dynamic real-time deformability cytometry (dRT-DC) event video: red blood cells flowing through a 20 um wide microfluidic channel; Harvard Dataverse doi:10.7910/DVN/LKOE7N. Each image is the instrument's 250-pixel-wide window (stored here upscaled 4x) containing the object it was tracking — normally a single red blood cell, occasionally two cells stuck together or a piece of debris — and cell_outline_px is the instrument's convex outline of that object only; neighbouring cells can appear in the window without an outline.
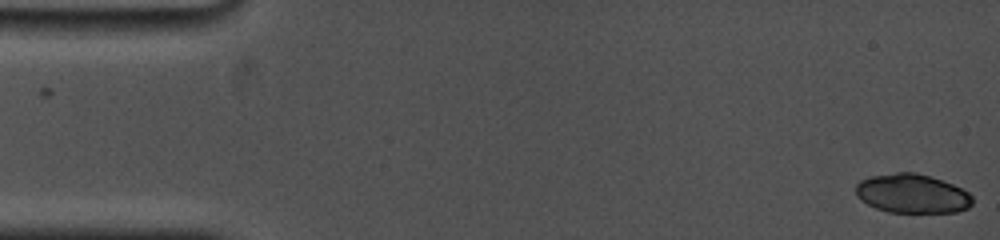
{"species": "common noctule bat (a hibernating species)", "species_latin": "Nyctalus noctula", "temperature_condition": "cold", "stored_images_in_passage": 25, "camera_frame_rate_fps": 5000, "um_per_image_px": 0.085, "animal": {"sex": "female", "body_mass_g": 19.0, "forearm_length_mm": 53.3}, "frame": {"image": 1, "passage_image": 1, "time_ms": 0.0, "image_size_px": [1000, 240], "cell_outline_px": [[972, 204], [968, 208], [956, 212], [888, 212], [876, 208], [860, 200], [856, 196], [856, 184], [860, 180], [872, 176], [896, 172], [916, 172], [932, 176], [952, 184], [968, 192], [972, 196]], "centroid_in_image_um": [77.52, 16.45], "position_along_channel_um": 7.5, "area_um2": 26.65}}
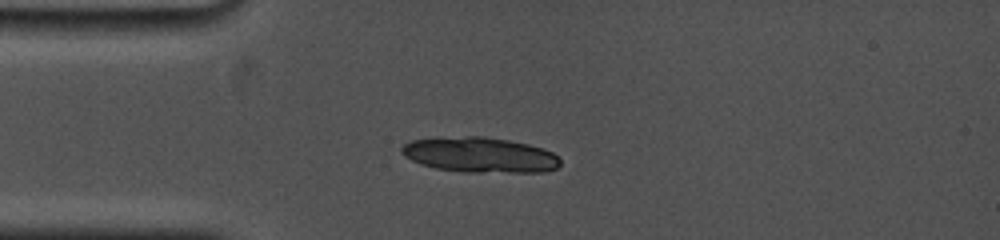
{"frame": {"image": 2, "passage_image": 25, "time_ms": 4.0, "image_size_px": [1000, 240], "cell_outline_px": [[560, 164], [556, 168], [544, 172], [464, 172], [436, 168], [420, 164], [404, 156], [400, 152], [400, 148], [404, 144], [412, 140], [468, 136], [484, 136], [508, 140], [528, 144], [544, 148], [552, 152], [560, 160]], "centroid_in_image_um": [40.8, 13.17], "position_along_channel_um": 44.2, "area_um2": 32.48}}